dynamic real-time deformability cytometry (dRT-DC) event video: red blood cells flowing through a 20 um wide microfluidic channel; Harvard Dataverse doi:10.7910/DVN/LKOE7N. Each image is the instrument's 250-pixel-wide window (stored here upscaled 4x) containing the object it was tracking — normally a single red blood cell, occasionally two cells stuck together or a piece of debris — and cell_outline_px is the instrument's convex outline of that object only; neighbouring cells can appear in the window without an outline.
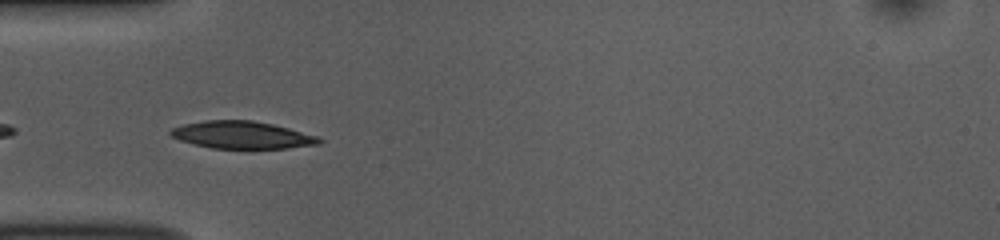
{"species": "common noctule bat (a hibernating species)", "species_latin": "Nyctalus noctula", "temperature_condition": "room temperature", "stored_images_in_passage": 26, "camera_frame_rate_fps": 3000, "um_per_image_px": 0.085, "animal": {"sex": "female", "body_mass_g": 10.0, "forearm_length_mm": 53.1}, "frame": {"image": 1, "passage_image": 2, "time_ms": 0.333, "image_size_px": [1000, 240], "cell_outline_px": [[324, 140], [320, 144], [288, 148], [212, 148], [180, 140], [172, 136], [168, 132], [172, 128], [184, 124], [204, 120], [252, 120], [272, 124], [320, 136]], "centroid_in_image_um": [20.62, 11.47], "position_along_channel_um": 64.4, "area_um2": 23.64}}
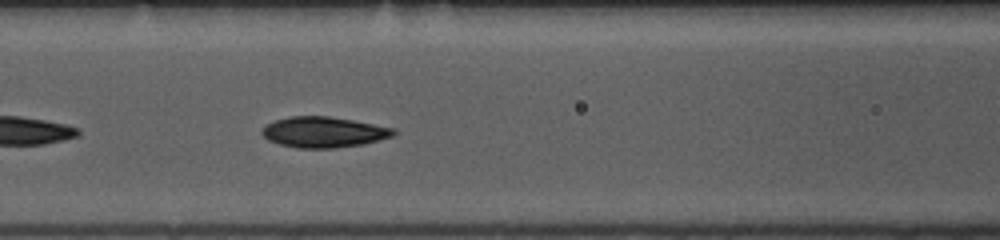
{"frame": {"image": 2, "passage_image": 8, "time_ms": 2.333, "image_size_px": [1000, 240], "cell_outline_px": [[396, 132], [392, 136], [364, 144], [332, 148], [296, 148], [280, 144], [268, 140], [260, 132], [268, 124], [276, 120], [288, 116], [328, 116], [352, 120], [396, 128]], "centroid_in_image_um": [27.52, 11.23], "position_along_channel_um": 139.1, "area_um2": 23.41}}
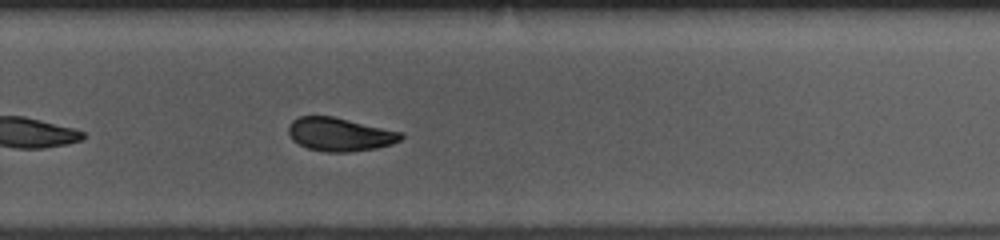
{"frame": {"image": 3, "passage_image": 21, "time_ms": 6.667, "image_size_px": [1000, 240], "cell_outline_px": [[404, 136], [400, 140], [392, 144], [376, 148], [348, 152], [324, 152], [308, 148], [292, 140], [288, 132], [288, 124], [292, 120], [300, 116], [332, 116], [400, 132]], "centroid_in_image_um": [28.84, 11.42], "position_along_channel_um": 301.0, "area_um2": 21.73}, "authors_computed_cell_mechanics": {"area_um2": 22.9466, "velocity_mm_per_s": 3.7345, "shape_relaxation_time_tau1_ms": 3.6397, "shape_relaxation_time_tau2_ms": 3.0255, "deformation_change_tau1": 0.1451, "deformation_change_tau2": 0.0613}}